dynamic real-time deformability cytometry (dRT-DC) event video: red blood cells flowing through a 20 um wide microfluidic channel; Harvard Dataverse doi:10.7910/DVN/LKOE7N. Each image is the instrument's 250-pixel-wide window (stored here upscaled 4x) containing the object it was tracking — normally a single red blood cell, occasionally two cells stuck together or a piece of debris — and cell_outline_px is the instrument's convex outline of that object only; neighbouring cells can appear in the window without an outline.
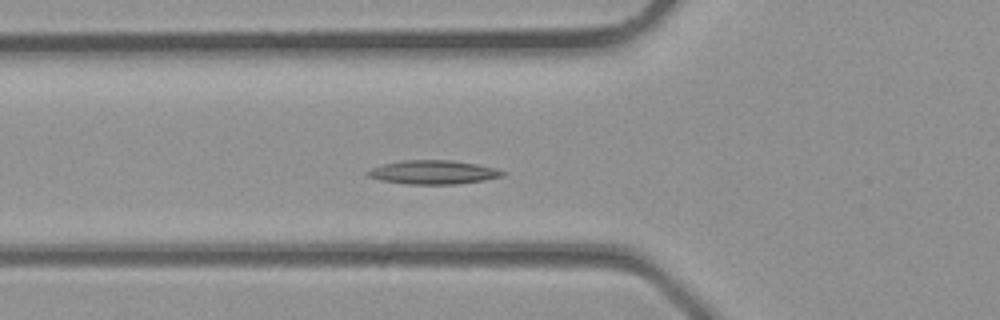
{"species": "common noctule bat (a hibernating species)", "species_latin": "Nyctalus noctula", "temperature_condition": "room temperature", "stored_images_in_passage": 22, "camera_frame_rate_fps": 3000, "um_per_image_px": 0.085, "animal": {"sex": "male", "body_mass_g": 23.1, "forearm_length_mm": 52.7}, "frame": {"image": 1, "passage_image": 6, "time_ms": 1.667, "image_size_px": [1000, 320], "cell_outline_px": [[508, 172], [504, 176], [484, 180], [456, 184], [408, 184], [380, 180], [364, 176], [364, 172], [380, 164], [400, 160], [452, 160], [476, 164], [496, 168]], "centroid_in_image_um": [36.78, 14.63], "position_along_channel_um": 89.0, "area_um2": 19.02}}
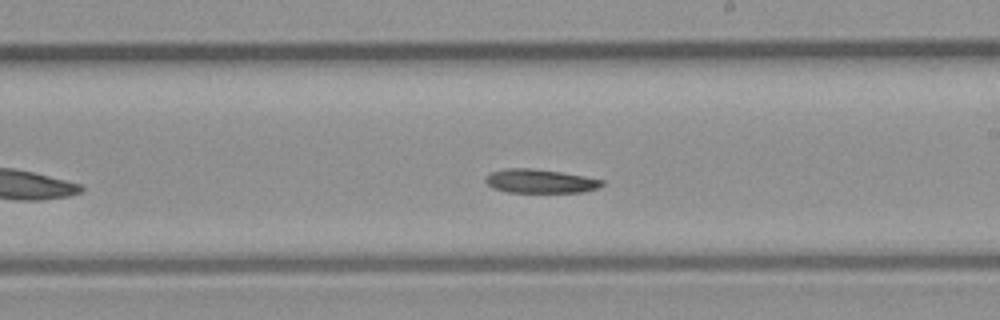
{"frame": {"image": 2, "passage_image": 14, "time_ms": 4.333, "image_size_px": [1000, 320], "cell_outline_px": [[604, 184], [596, 188], [584, 192], [508, 192], [492, 188], [484, 180], [484, 176], [492, 172], [504, 168], [532, 168], [560, 172], [584, 176], [604, 180]], "centroid_in_image_um": [45.88, 15.39], "position_along_channel_um": 243.1, "area_um2": 16.18}}
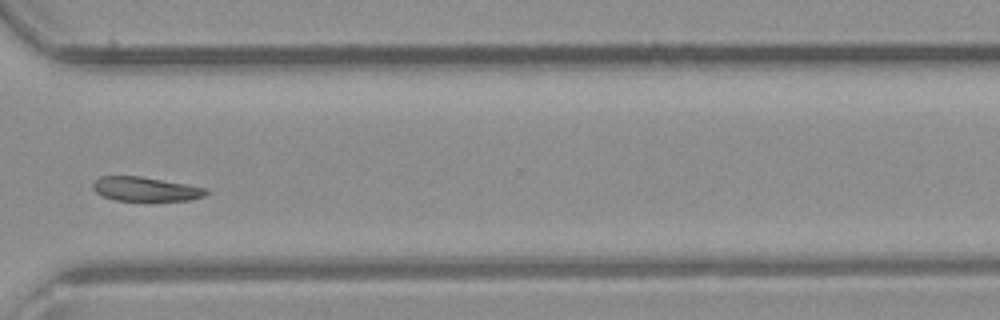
{"frame": {"image": 3, "passage_image": 20, "time_ms": 6.333, "image_size_px": [1000, 320], "cell_outline_px": [[208, 192], [204, 196], [188, 200], [116, 200], [104, 196], [96, 192], [92, 188], [92, 184], [100, 176], [140, 176], [208, 188]], "centroid_in_image_um": [12.36, 16.06], "position_along_channel_um": 358.2, "area_um2": 15.72}}